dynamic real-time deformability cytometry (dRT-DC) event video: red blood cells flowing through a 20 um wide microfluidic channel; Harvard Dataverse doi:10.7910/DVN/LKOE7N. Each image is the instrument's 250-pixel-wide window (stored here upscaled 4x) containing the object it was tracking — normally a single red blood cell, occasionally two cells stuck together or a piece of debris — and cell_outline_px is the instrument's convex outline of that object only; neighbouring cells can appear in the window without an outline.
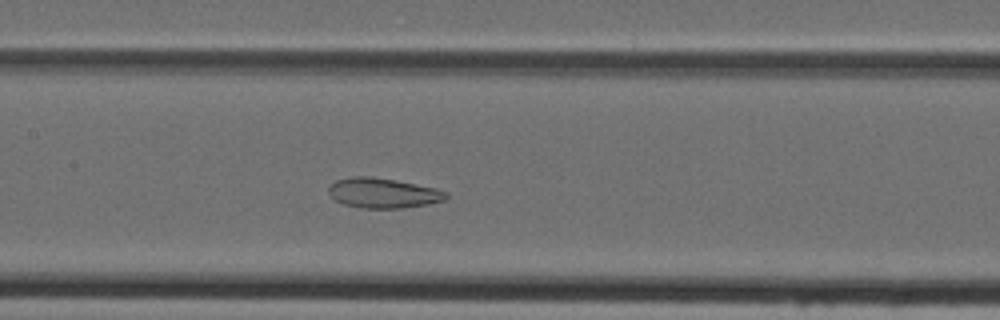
{"species": "Egyptian fruit bat (a non-hibernating species)", "species_latin": "Rousettus aegyptiacus", "temperature_condition": "cold", "stored_images_in_passage": 44, "camera_frame_rate_fps": 3000, "um_per_image_px": 0.085, "animal": {"sex": "female"}, "frame": {"image": 1, "passage_image": 19, "time_ms": 6.0, "image_size_px": [1000, 320], "cell_outline_px": [[448, 196], [444, 200], [428, 204], [404, 208], [360, 208], [344, 204], [336, 200], [328, 192], [328, 188], [336, 180], [352, 176], [368, 176], [396, 180], [436, 188], [448, 192]], "centroid_in_image_um": [32.58, 16.41], "position_along_channel_um": 174.8, "area_um2": 20.52}}
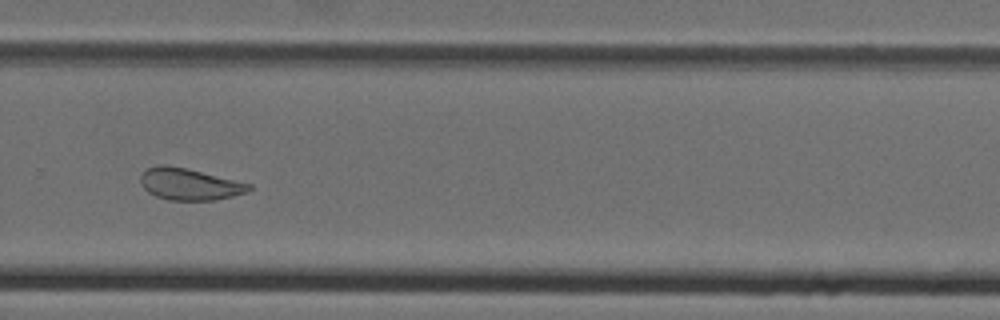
{"frame": {"image": 2, "passage_image": 29, "time_ms": 9.333, "image_size_px": [1000, 320], "cell_outline_px": [[252, 188], [248, 192], [232, 196], [212, 200], [168, 200], [156, 196], [148, 192], [140, 184], [140, 176], [148, 168], [156, 164], [164, 164], [188, 168], [252, 184]], "centroid_in_image_um": [16.09, 15.64], "position_along_channel_um": 313.7, "area_um2": 20.17}}
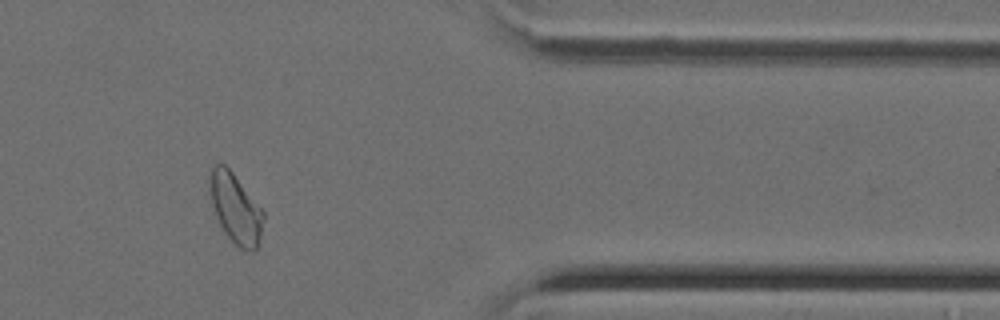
{"frame": {"image": 3, "passage_image": 36, "time_ms": 11.667, "image_size_px": [1000, 320], "cell_outline_px": [[264, 220], [260, 236], [256, 248], [252, 252], [240, 248], [224, 232], [216, 216], [212, 204], [208, 188], [212, 164], [224, 164], [232, 172], [264, 212]], "centroid_in_image_um": [20.0, 17.7], "position_along_channel_um": 391.4, "area_um2": 21.5}}